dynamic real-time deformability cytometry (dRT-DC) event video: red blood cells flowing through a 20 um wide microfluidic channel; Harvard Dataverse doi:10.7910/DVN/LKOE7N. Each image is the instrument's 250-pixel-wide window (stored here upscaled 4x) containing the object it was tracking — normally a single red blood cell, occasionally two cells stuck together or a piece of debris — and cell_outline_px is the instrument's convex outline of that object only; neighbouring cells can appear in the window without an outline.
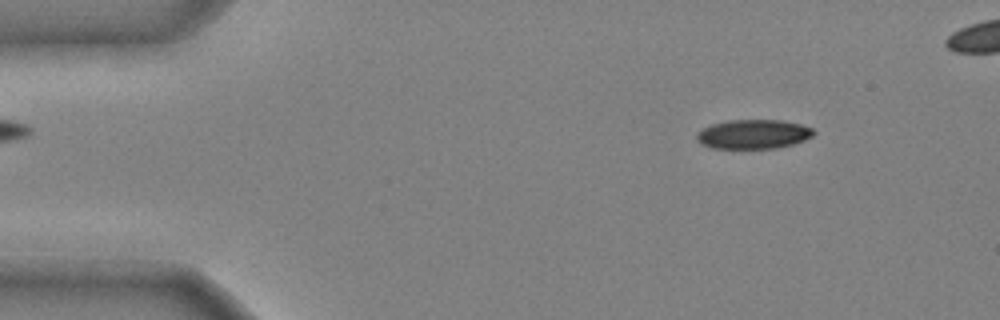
{"species": "common noctule bat (a hibernating species)", "species_latin": "Nyctalus noctula", "temperature_condition": "cold", "stored_images_in_passage": 40, "camera_frame_rate_fps": 3000, "um_per_image_px": 0.085, "animal": {"sex": "male", "body_mass_g": 20.4}, "frame": {"image": 1, "passage_image": 1, "time_ms": 0.0, "image_size_px": [1000, 320], "cell_outline_px": [[816, 132], [812, 136], [804, 140], [792, 144], [776, 148], [712, 148], [700, 144], [696, 140], [696, 136], [704, 128], [712, 124], [728, 120], [780, 120], [800, 124], [812, 128]], "centroid_in_image_um": [64.03, 11.4], "position_along_channel_um": 21.0, "area_um2": 19.83}}
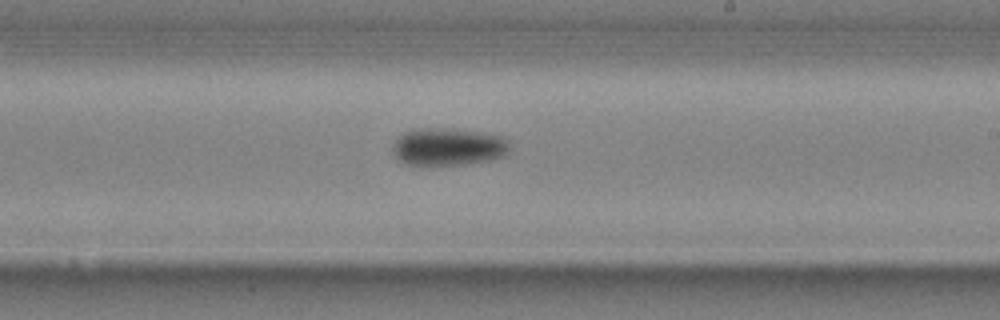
{"frame": {"image": 2, "passage_image": 24, "time_ms": 7.667, "image_size_px": [1000, 320], "cell_outline_px": [[508, 152], [504, 156], [492, 160], [468, 164], [428, 168], [408, 164], [396, 160], [392, 152], [392, 144], [404, 132], [420, 128], [444, 128], [484, 132], [504, 136], [508, 140]], "centroid_in_image_um": [38.07, 12.52], "position_along_channel_um": 250.9, "area_um2": 26.65}}
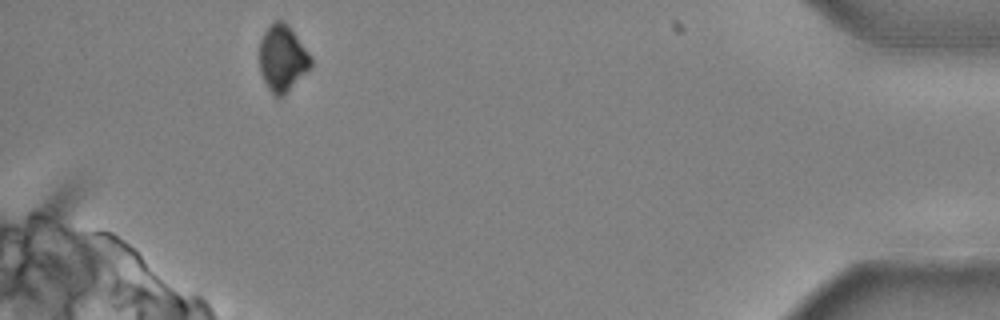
{"frame": {"image": 3, "passage_image": 40, "time_ms": 13.0, "image_size_px": [1000, 320], "cell_outline_px": [[312, 64], [284, 96], [276, 96], [268, 88], [264, 80], [260, 68], [260, 40], [268, 24], [272, 20], [280, 20], [292, 32], [312, 56]], "centroid_in_image_um": [23.99, 4.95], "position_along_channel_um": 411.2, "area_um2": 19.36}, "authors_computed_cell_mechanics": {"area_um2": 24.1026, "velocity_mm_per_s": 3.9837, "shape_relaxation_time_tau1_ms": 3.6121, "shape_relaxation_time_tau2_ms": null, "deformation_change_tau1": 0.1054, "deformation_change_tau2": null}}